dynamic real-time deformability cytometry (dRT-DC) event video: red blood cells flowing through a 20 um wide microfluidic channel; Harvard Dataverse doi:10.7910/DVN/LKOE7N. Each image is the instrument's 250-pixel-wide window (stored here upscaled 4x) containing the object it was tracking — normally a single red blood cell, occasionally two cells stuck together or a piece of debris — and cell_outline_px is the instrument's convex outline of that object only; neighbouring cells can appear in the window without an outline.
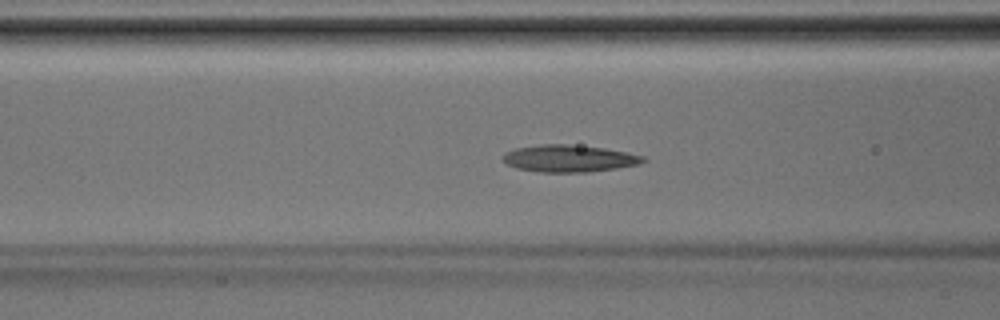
{"species": "Egyptian fruit bat (a non-hibernating species)", "species_latin": "Rousettus aegyptiacus", "temperature_condition": "room temperature", "stored_images_in_passage": 30, "camera_frame_rate_fps": 3000, "um_per_image_px": 0.085, "animal": {"sex": "male"}, "frame": {"image": 1, "passage_image": 6, "time_ms": 1.667, "image_size_px": [1000, 320], "cell_outline_px": [[640, 160], [632, 164], [608, 168], [524, 168], [512, 164], [508, 160], [508, 156], [512, 152], [524, 148], [596, 148], [620, 152], [636, 156]], "centroid_in_image_um": [48.44, 13.45], "position_along_channel_um": 118.2, "area_um2": 16.36}}
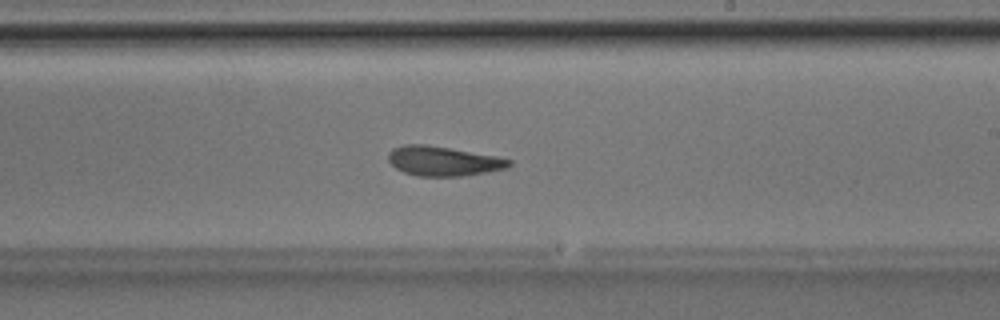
{"frame": {"image": 2, "passage_image": 14, "time_ms": 4.333, "image_size_px": [1000, 320], "cell_outline_px": [[508, 164], [496, 168], [476, 172], [408, 172], [400, 168], [392, 160], [392, 152], [400, 148], [444, 148], [508, 160]], "centroid_in_image_um": [37.7, 13.66], "position_along_channel_um": 251.3, "area_um2": 15.84}}
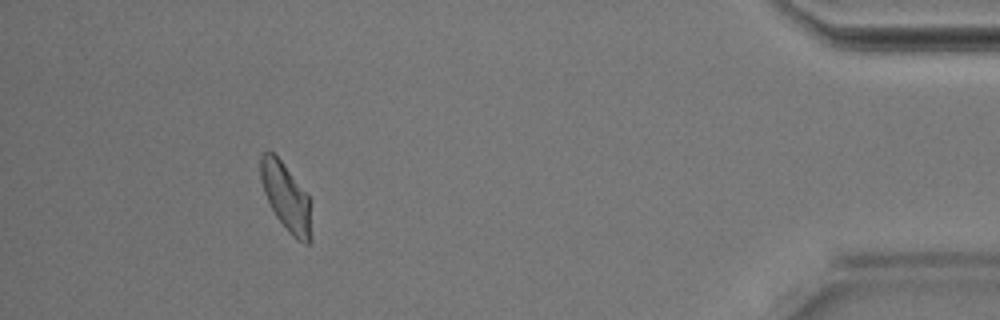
{"frame": {"image": 3, "passage_image": 27, "time_ms": 8.667, "image_size_px": [1000, 320], "cell_outline_px": [[308, 240], [292, 232], [280, 220], [264, 188], [264, 168], [272, 152], [280, 160], [308, 196]], "centroid_in_image_um": [24.37, 16.73], "position_along_channel_um": 410.8, "area_um2": 16.18}}